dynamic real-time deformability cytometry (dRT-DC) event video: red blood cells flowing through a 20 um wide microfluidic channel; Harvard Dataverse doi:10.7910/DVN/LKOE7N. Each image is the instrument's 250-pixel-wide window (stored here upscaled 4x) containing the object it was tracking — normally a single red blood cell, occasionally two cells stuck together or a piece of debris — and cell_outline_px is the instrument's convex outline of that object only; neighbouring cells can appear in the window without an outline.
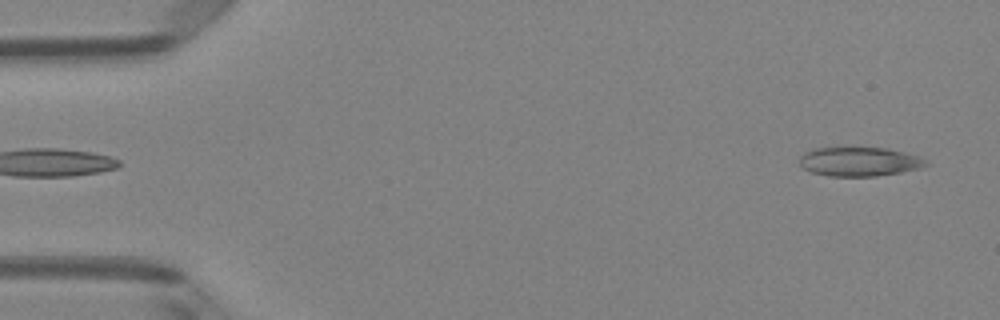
{"species": "Egyptian fruit bat (a non-hibernating species)", "species_latin": "Rousettus aegyptiacus", "temperature_condition": "room temperature", "stored_images_in_passage": 5, "camera_frame_rate_fps": 3000, "um_per_image_px": 0.085, "animal": {"sex": "female"}, "frame": {"image": 1, "passage_image": 5, "time_ms": 1.333, "image_size_px": [1000, 320], "cell_outline_px": [[928, 164], [916, 168], [900, 172], [876, 176], [828, 176], [812, 172], [804, 168], [800, 164], [800, 156], [804, 152], [812, 148], [844, 144], [852, 144], [888, 148], [904, 152], [928, 160]], "centroid_in_image_um": [72.96, 13.66], "position_along_channel_um": 12.0, "area_um2": 22.43}}